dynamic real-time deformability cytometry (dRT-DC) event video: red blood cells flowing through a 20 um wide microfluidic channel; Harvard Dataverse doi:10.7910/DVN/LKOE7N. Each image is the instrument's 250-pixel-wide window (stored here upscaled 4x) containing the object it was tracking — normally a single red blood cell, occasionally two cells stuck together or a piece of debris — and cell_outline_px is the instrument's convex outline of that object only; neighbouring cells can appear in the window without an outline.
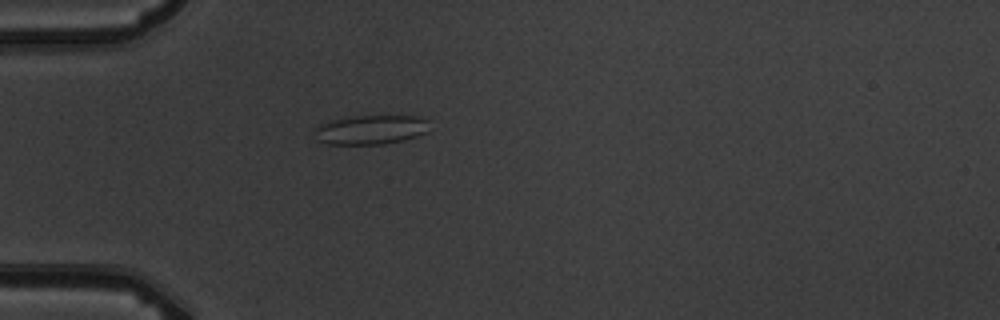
{"species": "common noctule bat (a hibernating species)", "species_latin": "Nyctalus noctula", "temperature_condition": "warm", "stored_images_in_passage": 1, "camera_frame_rate_fps": 3000, "um_per_image_px": 0.085, "animal": {"sex": "male", "body_mass_g": 19.5, "forearm_length_mm": 54.6}, "frame": {"image": 1, "passage_image": 1, "time_ms": 0.0, "image_size_px": [1000, 320], "cell_outline_px": [[428, 120], [424, 132], [416, 136], [404, 140], [384, 144], [328, 144], [316, 140], [312, 132], [312, 128], [320, 124], [344, 116], [416, 116]], "centroid_in_image_um": [31.39, 11.02], "position_along_channel_um": 53.6, "area_um2": 19.71}}